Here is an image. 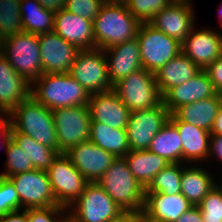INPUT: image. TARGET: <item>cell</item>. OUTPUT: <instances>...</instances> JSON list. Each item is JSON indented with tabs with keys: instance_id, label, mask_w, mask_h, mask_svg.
I'll return each mask as SVG.
<instances>
[{
	"instance_id": "d4e9b609",
	"label": "cell",
	"mask_w": 222,
	"mask_h": 222,
	"mask_svg": "<svg viewBox=\"0 0 222 222\" xmlns=\"http://www.w3.org/2000/svg\"><path fill=\"white\" fill-rule=\"evenodd\" d=\"M222 104V94L182 105L173 114L180 120L206 131H211L218 110Z\"/></svg>"
},
{
	"instance_id": "7402d4cb",
	"label": "cell",
	"mask_w": 222,
	"mask_h": 222,
	"mask_svg": "<svg viewBox=\"0 0 222 222\" xmlns=\"http://www.w3.org/2000/svg\"><path fill=\"white\" fill-rule=\"evenodd\" d=\"M104 52L112 85L142 69L137 38L109 47Z\"/></svg>"
},
{
	"instance_id": "f5cc1de1",
	"label": "cell",
	"mask_w": 222,
	"mask_h": 222,
	"mask_svg": "<svg viewBox=\"0 0 222 222\" xmlns=\"http://www.w3.org/2000/svg\"><path fill=\"white\" fill-rule=\"evenodd\" d=\"M220 9L222 10V7H221V6H220ZM219 18H220V21H221V22H220V23H221L220 25L222 26V11H220V17H219Z\"/></svg>"
},
{
	"instance_id": "1f68e13d",
	"label": "cell",
	"mask_w": 222,
	"mask_h": 222,
	"mask_svg": "<svg viewBox=\"0 0 222 222\" xmlns=\"http://www.w3.org/2000/svg\"><path fill=\"white\" fill-rule=\"evenodd\" d=\"M148 150L169 163H182V141L177 128L169 120L153 138Z\"/></svg>"
},
{
	"instance_id": "60d3db41",
	"label": "cell",
	"mask_w": 222,
	"mask_h": 222,
	"mask_svg": "<svg viewBox=\"0 0 222 222\" xmlns=\"http://www.w3.org/2000/svg\"><path fill=\"white\" fill-rule=\"evenodd\" d=\"M217 93L222 94V57L205 69Z\"/></svg>"
},
{
	"instance_id": "6da1fadb",
	"label": "cell",
	"mask_w": 222,
	"mask_h": 222,
	"mask_svg": "<svg viewBox=\"0 0 222 222\" xmlns=\"http://www.w3.org/2000/svg\"><path fill=\"white\" fill-rule=\"evenodd\" d=\"M31 95L50 110L88 105L90 94L69 73H44L32 83Z\"/></svg>"
},
{
	"instance_id": "5b68a950",
	"label": "cell",
	"mask_w": 222,
	"mask_h": 222,
	"mask_svg": "<svg viewBox=\"0 0 222 222\" xmlns=\"http://www.w3.org/2000/svg\"><path fill=\"white\" fill-rule=\"evenodd\" d=\"M67 210L69 222H108L124 213L98 182H88Z\"/></svg>"
},
{
	"instance_id": "7bdbcfd3",
	"label": "cell",
	"mask_w": 222,
	"mask_h": 222,
	"mask_svg": "<svg viewBox=\"0 0 222 222\" xmlns=\"http://www.w3.org/2000/svg\"><path fill=\"white\" fill-rule=\"evenodd\" d=\"M214 156V157H213ZM216 156V157H215ZM217 158L222 161V135H211L209 146V158Z\"/></svg>"
},
{
	"instance_id": "5bb4252c",
	"label": "cell",
	"mask_w": 222,
	"mask_h": 222,
	"mask_svg": "<svg viewBox=\"0 0 222 222\" xmlns=\"http://www.w3.org/2000/svg\"><path fill=\"white\" fill-rule=\"evenodd\" d=\"M195 11L192 1H173L160 10L148 23L180 43L195 26Z\"/></svg>"
},
{
	"instance_id": "484cf974",
	"label": "cell",
	"mask_w": 222,
	"mask_h": 222,
	"mask_svg": "<svg viewBox=\"0 0 222 222\" xmlns=\"http://www.w3.org/2000/svg\"><path fill=\"white\" fill-rule=\"evenodd\" d=\"M201 69L182 52L155 72L158 90L163 96L169 89L193 78Z\"/></svg>"
},
{
	"instance_id": "ac0fdd59",
	"label": "cell",
	"mask_w": 222,
	"mask_h": 222,
	"mask_svg": "<svg viewBox=\"0 0 222 222\" xmlns=\"http://www.w3.org/2000/svg\"><path fill=\"white\" fill-rule=\"evenodd\" d=\"M53 31L79 50L95 48L93 21L75 15L64 8L55 12Z\"/></svg>"
},
{
	"instance_id": "b9f144b4",
	"label": "cell",
	"mask_w": 222,
	"mask_h": 222,
	"mask_svg": "<svg viewBox=\"0 0 222 222\" xmlns=\"http://www.w3.org/2000/svg\"><path fill=\"white\" fill-rule=\"evenodd\" d=\"M11 130L12 125L9 114L0 112V140H2L1 144H3L0 147L6 149L8 142L11 138Z\"/></svg>"
},
{
	"instance_id": "d6a6232c",
	"label": "cell",
	"mask_w": 222,
	"mask_h": 222,
	"mask_svg": "<svg viewBox=\"0 0 222 222\" xmlns=\"http://www.w3.org/2000/svg\"><path fill=\"white\" fill-rule=\"evenodd\" d=\"M183 164L185 163H170L154 176L145 188V192H161L169 195L181 193Z\"/></svg>"
},
{
	"instance_id": "30bf717a",
	"label": "cell",
	"mask_w": 222,
	"mask_h": 222,
	"mask_svg": "<svg viewBox=\"0 0 222 222\" xmlns=\"http://www.w3.org/2000/svg\"><path fill=\"white\" fill-rule=\"evenodd\" d=\"M69 74L91 95L111 91L105 52L102 49L80 50Z\"/></svg>"
},
{
	"instance_id": "ffe728a7",
	"label": "cell",
	"mask_w": 222,
	"mask_h": 222,
	"mask_svg": "<svg viewBox=\"0 0 222 222\" xmlns=\"http://www.w3.org/2000/svg\"><path fill=\"white\" fill-rule=\"evenodd\" d=\"M88 108L91 122H101L115 129H126L129 120V108L113 91L90 95Z\"/></svg>"
},
{
	"instance_id": "8992f818",
	"label": "cell",
	"mask_w": 222,
	"mask_h": 222,
	"mask_svg": "<svg viewBox=\"0 0 222 222\" xmlns=\"http://www.w3.org/2000/svg\"><path fill=\"white\" fill-rule=\"evenodd\" d=\"M0 53L8 59L14 70L31 84L44 74L38 35L23 31L6 37Z\"/></svg>"
},
{
	"instance_id": "f1b7e54d",
	"label": "cell",
	"mask_w": 222,
	"mask_h": 222,
	"mask_svg": "<svg viewBox=\"0 0 222 222\" xmlns=\"http://www.w3.org/2000/svg\"><path fill=\"white\" fill-rule=\"evenodd\" d=\"M89 141L116 157H124L130 151L126 129H115L101 122H91Z\"/></svg>"
},
{
	"instance_id": "d590c367",
	"label": "cell",
	"mask_w": 222,
	"mask_h": 222,
	"mask_svg": "<svg viewBox=\"0 0 222 222\" xmlns=\"http://www.w3.org/2000/svg\"><path fill=\"white\" fill-rule=\"evenodd\" d=\"M203 222H222V181L198 205Z\"/></svg>"
},
{
	"instance_id": "44dd1931",
	"label": "cell",
	"mask_w": 222,
	"mask_h": 222,
	"mask_svg": "<svg viewBox=\"0 0 222 222\" xmlns=\"http://www.w3.org/2000/svg\"><path fill=\"white\" fill-rule=\"evenodd\" d=\"M32 84L19 75L0 53V112L10 114L31 96Z\"/></svg>"
},
{
	"instance_id": "7c38bea8",
	"label": "cell",
	"mask_w": 222,
	"mask_h": 222,
	"mask_svg": "<svg viewBox=\"0 0 222 222\" xmlns=\"http://www.w3.org/2000/svg\"><path fill=\"white\" fill-rule=\"evenodd\" d=\"M169 116L163 101L152 108L130 112L126 127L129 149L148 150L153 138L168 122Z\"/></svg>"
},
{
	"instance_id": "3957f363",
	"label": "cell",
	"mask_w": 222,
	"mask_h": 222,
	"mask_svg": "<svg viewBox=\"0 0 222 222\" xmlns=\"http://www.w3.org/2000/svg\"><path fill=\"white\" fill-rule=\"evenodd\" d=\"M98 183L123 212L143 210L145 189L134 178L124 157H116Z\"/></svg>"
},
{
	"instance_id": "4dcf8cb0",
	"label": "cell",
	"mask_w": 222,
	"mask_h": 222,
	"mask_svg": "<svg viewBox=\"0 0 222 222\" xmlns=\"http://www.w3.org/2000/svg\"><path fill=\"white\" fill-rule=\"evenodd\" d=\"M11 139L21 148L36 170L47 171L59 155L54 148L38 143L29 135L17 132L13 127Z\"/></svg>"
},
{
	"instance_id": "277c9868",
	"label": "cell",
	"mask_w": 222,
	"mask_h": 222,
	"mask_svg": "<svg viewBox=\"0 0 222 222\" xmlns=\"http://www.w3.org/2000/svg\"><path fill=\"white\" fill-rule=\"evenodd\" d=\"M12 127L32 137L40 144L58 152V141L52 110L43 106L32 95L21 102L10 114Z\"/></svg>"
},
{
	"instance_id": "603a6c76",
	"label": "cell",
	"mask_w": 222,
	"mask_h": 222,
	"mask_svg": "<svg viewBox=\"0 0 222 222\" xmlns=\"http://www.w3.org/2000/svg\"><path fill=\"white\" fill-rule=\"evenodd\" d=\"M169 121L177 128L182 141V163L208 161L211 133L190 123L180 121L173 113Z\"/></svg>"
},
{
	"instance_id": "681fc988",
	"label": "cell",
	"mask_w": 222,
	"mask_h": 222,
	"mask_svg": "<svg viewBox=\"0 0 222 222\" xmlns=\"http://www.w3.org/2000/svg\"><path fill=\"white\" fill-rule=\"evenodd\" d=\"M108 222H134V213L124 212L117 219H114Z\"/></svg>"
},
{
	"instance_id": "8fae6325",
	"label": "cell",
	"mask_w": 222,
	"mask_h": 222,
	"mask_svg": "<svg viewBox=\"0 0 222 222\" xmlns=\"http://www.w3.org/2000/svg\"><path fill=\"white\" fill-rule=\"evenodd\" d=\"M47 174L57 204L67 209L79 198L88 183L65 153H60L53 160Z\"/></svg>"
},
{
	"instance_id": "bcb514c9",
	"label": "cell",
	"mask_w": 222,
	"mask_h": 222,
	"mask_svg": "<svg viewBox=\"0 0 222 222\" xmlns=\"http://www.w3.org/2000/svg\"><path fill=\"white\" fill-rule=\"evenodd\" d=\"M42 7L57 12L64 8L66 0H37Z\"/></svg>"
},
{
	"instance_id": "e575fe53",
	"label": "cell",
	"mask_w": 222,
	"mask_h": 222,
	"mask_svg": "<svg viewBox=\"0 0 222 222\" xmlns=\"http://www.w3.org/2000/svg\"><path fill=\"white\" fill-rule=\"evenodd\" d=\"M5 170L0 174L1 177H11L15 174L33 170L31 161L27 159L21 148L10 138L6 147Z\"/></svg>"
},
{
	"instance_id": "7a4b0ae2",
	"label": "cell",
	"mask_w": 222,
	"mask_h": 222,
	"mask_svg": "<svg viewBox=\"0 0 222 222\" xmlns=\"http://www.w3.org/2000/svg\"><path fill=\"white\" fill-rule=\"evenodd\" d=\"M140 25L125 4L105 3L93 19L95 48L105 50L136 38Z\"/></svg>"
},
{
	"instance_id": "4fadbf2b",
	"label": "cell",
	"mask_w": 222,
	"mask_h": 222,
	"mask_svg": "<svg viewBox=\"0 0 222 222\" xmlns=\"http://www.w3.org/2000/svg\"><path fill=\"white\" fill-rule=\"evenodd\" d=\"M14 185L22 209L59 206L53 194L47 171H31L7 177Z\"/></svg>"
},
{
	"instance_id": "9a60e30c",
	"label": "cell",
	"mask_w": 222,
	"mask_h": 222,
	"mask_svg": "<svg viewBox=\"0 0 222 222\" xmlns=\"http://www.w3.org/2000/svg\"><path fill=\"white\" fill-rule=\"evenodd\" d=\"M41 63L44 73H69L80 51L56 32L38 35Z\"/></svg>"
},
{
	"instance_id": "f35d334b",
	"label": "cell",
	"mask_w": 222,
	"mask_h": 222,
	"mask_svg": "<svg viewBox=\"0 0 222 222\" xmlns=\"http://www.w3.org/2000/svg\"><path fill=\"white\" fill-rule=\"evenodd\" d=\"M67 211V208L60 205L26 209L29 222H69Z\"/></svg>"
},
{
	"instance_id": "f907efd6",
	"label": "cell",
	"mask_w": 222,
	"mask_h": 222,
	"mask_svg": "<svg viewBox=\"0 0 222 222\" xmlns=\"http://www.w3.org/2000/svg\"><path fill=\"white\" fill-rule=\"evenodd\" d=\"M107 4H126L128 0H103Z\"/></svg>"
},
{
	"instance_id": "c3c4849f",
	"label": "cell",
	"mask_w": 222,
	"mask_h": 222,
	"mask_svg": "<svg viewBox=\"0 0 222 222\" xmlns=\"http://www.w3.org/2000/svg\"><path fill=\"white\" fill-rule=\"evenodd\" d=\"M134 222H161L147 216L144 212L134 213Z\"/></svg>"
},
{
	"instance_id": "8d00e7d4",
	"label": "cell",
	"mask_w": 222,
	"mask_h": 222,
	"mask_svg": "<svg viewBox=\"0 0 222 222\" xmlns=\"http://www.w3.org/2000/svg\"><path fill=\"white\" fill-rule=\"evenodd\" d=\"M172 2L173 0H128L125 5L141 23H148L160 10Z\"/></svg>"
},
{
	"instance_id": "e0dca14e",
	"label": "cell",
	"mask_w": 222,
	"mask_h": 222,
	"mask_svg": "<svg viewBox=\"0 0 222 222\" xmlns=\"http://www.w3.org/2000/svg\"><path fill=\"white\" fill-rule=\"evenodd\" d=\"M195 28L196 25L181 43L182 53L201 70H205L221 57L220 33L208 27L198 30Z\"/></svg>"
},
{
	"instance_id": "83f0119b",
	"label": "cell",
	"mask_w": 222,
	"mask_h": 222,
	"mask_svg": "<svg viewBox=\"0 0 222 222\" xmlns=\"http://www.w3.org/2000/svg\"><path fill=\"white\" fill-rule=\"evenodd\" d=\"M134 178L145 189L154 176L170 163L149 150L129 151L124 156Z\"/></svg>"
},
{
	"instance_id": "52a82bcc",
	"label": "cell",
	"mask_w": 222,
	"mask_h": 222,
	"mask_svg": "<svg viewBox=\"0 0 222 222\" xmlns=\"http://www.w3.org/2000/svg\"><path fill=\"white\" fill-rule=\"evenodd\" d=\"M112 90L130 112L152 108L162 101L155 73L143 68L115 83Z\"/></svg>"
},
{
	"instance_id": "cb8c5ba5",
	"label": "cell",
	"mask_w": 222,
	"mask_h": 222,
	"mask_svg": "<svg viewBox=\"0 0 222 222\" xmlns=\"http://www.w3.org/2000/svg\"><path fill=\"white\" fill-rule=\"evenodd\" d=\"M192 206L182 193L145 192L142 212L157 221L175 222Z\"/></svg>"
},
{
	"instance_id": "7dc6e473",
	"label": "cell",
	"mask_w": 222,
	"mask_h": 222,
	"mask_svg": "<svg viewBox=\"0 0 222 222\" xmlns=\"http://www.w3.org/2000/svg\"><path fill=\"white\" fill-rule=\"evenodd\" d=\"M211 135H222V104L218 110L213 127L210 131Z\"/></svg>"
},
{
	"instance_id": "ee69618b",
	"label": "cell",
	"mask_w": 222,
	"mask_h": 222,
	"mask_svg": "<svg viewBox=\"0 0 222 222\" xmlns=\"http://www.w3.org/2000/svg\"><path fill=\"white\" fill-rule=\"evenodd\" d=\"M175 222H203L199 206H192Z\"/></svg>"
},
{
	"instance_id": "f546056e",
	"label": "cell",
	"mask_w": 222,
	"mask_h": 222,
	"mask_svg": "<svg viewBox=\"0 0 222 222\" xmlns=\"http://www.w3.org/2000/svg\"><path fill=\"white\" fill-rule=\"evenodd\" d=\"M20 13L23 31L34 35L53 31L55 12L42 7L37 0H20Z\"/></svg>"
},
{
	"instance_id": "9c48e42d",
	"label": "cell",
	"mask_w": 222,
	"mask_h": 222,
	"mask_svg": "<svg viewBox=\"0 0 222 222\" xmlns=\"http://www.w3.org/2000/svg\"><path fill=\"white\" fill-rule=\"evenodd\" d=\"M52 115L59 154L89 141L92 119L88 105L58 108L52 110Z\"/></svg>"
},
{
	"instance_id": "74e56055",
	"label": "cell",
	"mask_w": 222,
	"mask_h": 222,
	"mask_svg": "<svg viewBox=\"0 0 222 222\" xmlns=\"http://www.w3.org/2000/svg\"><path fill=\"white\" fill-rule=\"evenodd\" d=\"M20 209L22 206L13 183L8 178L0 176V217Z\"/></svg>"
},
{
	"instance_id": "11a10c76",
	"label": "cell",
	"mask_w": 222,
	"mask_h": 222,
	"mask_svg": "<svg viewBox=\"0 0 222 222\" xmlns=\"http://www.w3.org/2000/svg\"><path fill=\"white\" fill-rule=\"evenodd\" d=\"M173 1H192V0H173Z\"/></svg>"
},
{
	"instance_id": "db71d44e",
	"label": "cell",
	"mask_w": 222,
	"mask_h": 222,
	"mask_svg": "<svg viewBox=\"0 0 222 222\" xmlns=\"http://www.w3.org/2000/svg\"><path fill=\"white\" fill-rule=\"evenodd\" d=\"M221 57H222V35L220 34Z\"/></svg>"
},
{
	"instance_id": "ab89813d",
	"label": "cell",
	"mask_w": 222,
	"mask_h": 222,
	"mask_svg": "<svg viewBox=\"0 0 222 222\" xmlns=\"http://www.w3.org/2000/svg\"><path fill=\"white\" fill-rule=\"evenodd\" d=\"M104 4L103 0H66L64 9L93 21Z\"/></svg>"
},
{
	"instance_id": "f6af8a7d",
	"label": "cell",
	"mask_w": 222,
	"mask_h": 222,
	"mask_svg": "<svg viewBox=\"0 0 222 222\" xmlns=\"http://www.w3.org/2000/svg\"><path fill=\"white\" fill-rule=\"evenodd\" d=\"M0 222H29L26 209L9 212L0 217Z\"/></svg>"
},
{
	"instance_id": "ba28073f",
	"label": "cell",
	"mask_w": 222,
	"mask_h": 222,
	"mask_svg": "<svg viewBox=\"0 0 222 222\" xmlns=\"http://www.w3.org/2000/svg\"><path fill=\"white\" fill-rule=\"evenodd\" d=\"M136 38L140 45L142 68L152 73L182 52L178 40L155 29L149 23H141Z\"/></svg>"
},
{
	"instance_id": "4316f807",
	"label": "cell",
	"mask_w": 222,
	"mask_h": 222,
	"mask_svg": "<svg viewBox=\"0 0 222 222\" xmlns=\"http://www.w3.org/2000/svg\"><path fill=\"white\" fill-rule=\"evenodd\" d=\"M183 165L181 193L193 206H198L202 199L216 186L215 177L200 165ZM199 166V167H198Z\"/></svg>"
},
{
	"instance_id": "2e32d148",
	"label": "cell",
	"mask_w": 222,
	"mask_h": 222,
	"mask_svg": "<svg viewBox=\"0 0 222 222\" xmlns=\"http://www.w3.org/2000/svg\"><path fill=\"white\" fill-rule=\"evenodd\" d=\"M88 182H98L116 156L91 141L82 142L65 153Z\"/></svg>"
},
{
	"instance_id": "816d5d0a",
	"label": "cell",
	"mask_w": 222,
	"mask_h": 222,
	"mask_svg": "<svg viewBox=\"0 0 222 222\" xmlns=\"http://www.w3.org/2000/svg\"><path fill=\"white\" fill-rule=\"evenodd\" d=\"M4 43V37L1 35V31H0V50L2 49Z\"/></svg>"
},
{
	"instance_id": "d6986e66",
	"label": "cell",
	"mask_w": 222,
	"mask_h": 222,
	"mask_svg": "<svg viewBox=\"0 0 222 222\" xmlns=\"http://www.w3.org/2000/svg\"><path fill=\"white\" fill-rule=\"evenodd\" d=\"M217 94L205 70H200L193 78L169 89L163 96V104L170 114L182 105L213 97Z\"/></svg>"
},
{
	"instance_id": "836d02e7",
	"label": "cell",
	"mask_w": 222,
	"mask_h": 222,
	"mask_svg": "<svg viewBox=\"0 0 222 222\" xmlns=\"http://www.w3.org/2000/svg\"><path fill=\"white\" fill-rule=\"evenodd\" d=\"M0 31L4 38L23 32L20 0H0Z\"/></svg>"
}]
</instances>
